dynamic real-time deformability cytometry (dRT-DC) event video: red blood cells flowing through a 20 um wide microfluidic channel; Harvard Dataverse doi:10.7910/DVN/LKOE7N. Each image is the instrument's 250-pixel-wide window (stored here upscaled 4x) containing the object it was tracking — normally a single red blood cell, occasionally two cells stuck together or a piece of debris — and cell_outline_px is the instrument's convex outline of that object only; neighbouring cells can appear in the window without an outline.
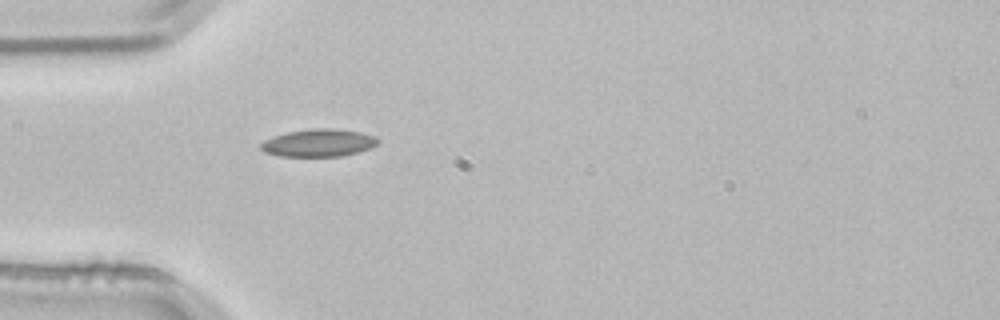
{"species": "common noctule bat (a hibernating species)", "species_latin": "Nyctalus noctula", "temperature_condition": "room temperature", "stored_images_in_passage": 1, "camera_frame_rate_fps": 3000, "um_per_image_px": 0.085, "animal": {"sex": "male", "body_mass_g": 21.5, "forearm_length_mm": 52.0}, "frame": {"image": 1, "passage_image": 1, "time_ms": 0.0, "image_size_px": [1000, 320], "cell_outline_px": [[380, 140], [376, 144], [360, 152], [344, 156], [280, 156], [264, 152], [260, 148], [260, 144], [264, 140], [288, 132], [312, 128], [336, 128], [360, 132], [376, 136]], "centroid_in_image_um": [27.1, 12.14], "position_along_channel_um": 57.9, "area_um2": 18.84}}